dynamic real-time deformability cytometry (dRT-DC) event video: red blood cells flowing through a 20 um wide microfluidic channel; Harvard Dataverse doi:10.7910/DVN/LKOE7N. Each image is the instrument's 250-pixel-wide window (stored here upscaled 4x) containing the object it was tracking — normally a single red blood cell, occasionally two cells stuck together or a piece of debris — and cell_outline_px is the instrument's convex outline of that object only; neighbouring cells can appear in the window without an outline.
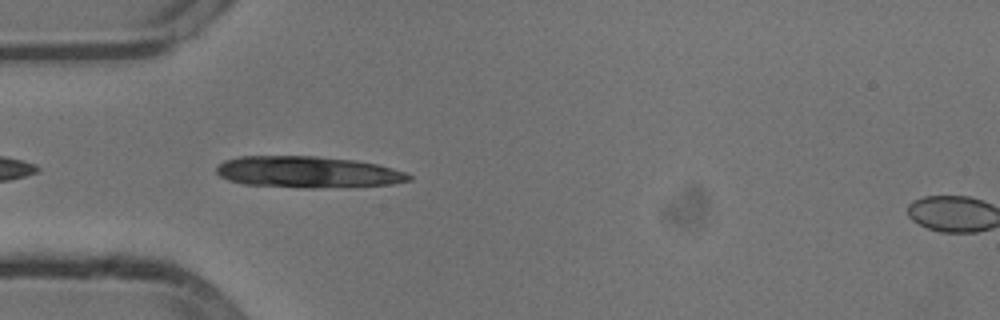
{"species": "common noctule bat (a hibernating species)", "species_latin": "Nyctalus noctula", "temperature_condition": "cold", "stored_images_in_passage": 4, "camera_frame_rate_fps": 3000, "um_per_image_px": 0.085, "animal": {"sex": "male", "body_mass_g": 13.3}, "frame": {"image": 1, "passage_image": 3, "time_ms": 0.667, "image_size_px": [1000, 320], "cell_outline_px": [[412, 180], [392, 184], [312, 188], [300, 188], [244, 184], [228, 180], [220, 176], [216, 172], [216, 168], [224, 160], [240, 156], [316, 156], [356, 160], [376, 164], [392, 168], [404, 172], [412, 176]], "centroid_in_image_um": [26.13, 14.62], "position_along_channel_um": 58.9, "area_um2": 35.26}}